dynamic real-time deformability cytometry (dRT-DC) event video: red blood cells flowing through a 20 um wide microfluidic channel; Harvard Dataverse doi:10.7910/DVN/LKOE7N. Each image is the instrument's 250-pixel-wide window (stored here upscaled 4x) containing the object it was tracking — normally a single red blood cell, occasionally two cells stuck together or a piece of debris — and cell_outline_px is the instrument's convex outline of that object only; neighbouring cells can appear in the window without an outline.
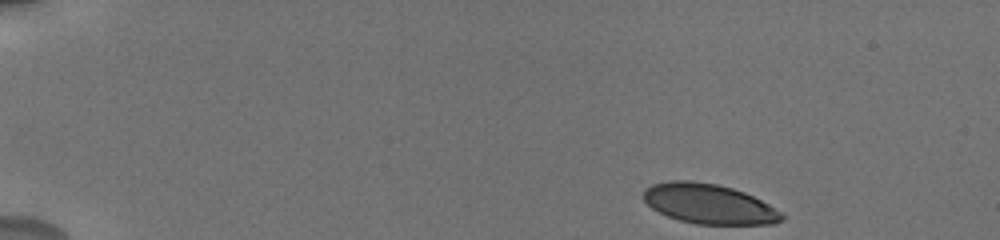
{"species": "human", "species_latin": "Homo sapiens", "temperature_condition": "cold", "stored_images_in_passage": 25, "camera_frame_rate_fps": 3000, "um_per_image_px": 0.085, "donor": {"sex": "male"}, "frame": {"image": 1, "passage_image": 1, "time_ms": 0.0, "image_size_px": [1000, 240], "cell_outline_px": [[788, 216], [784, 220], [772, 224], [696, 224], [680, 220], [668, 216], [652, 208], [644, 200], [644, 192], [652, 184], [668, 180], [692, 180], [716, 184], [732, 188], [744, 192], [784, 212]], "centroid_in_image_um": [60.31, 17.33], "position_along_channel_um": 24.7, "area_um2": 32.19}}
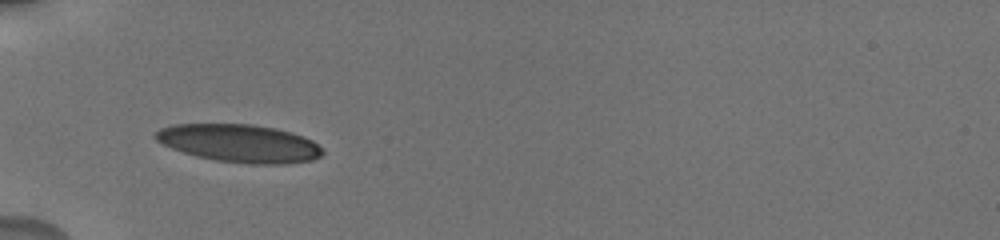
{"frame": {"image": 2, "passage_image": 14, "time_ms": 4.0, "image_size_px": [1000, 240], "cell_outline_px": [[324, 152], [320, 156], [312, 160], [284, 164], [248, 164], [216, 160], [196, 156], [172, 148], [156, 140], [152, 136], [160, 128], [172, 124], [252, 124], [276, 128], [304, 136], [312, 140]], "centroid_in_image_um": [20.34, 12.17], "position_along_channel_um": 64.7, "area_um2": 36.88}}
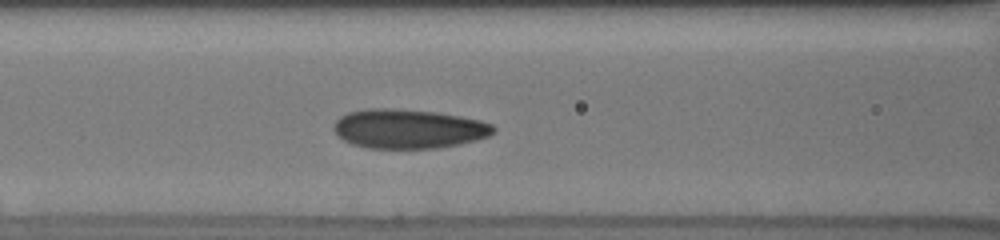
{"frame": {"image": 3, "passage_image": 18, "time_ms": 6.0, "image_size_px": [1000, 240], "cell_outline_px": [[496, 132], [488, 136], [476, 140], [460, 144], [436, 148], [368, 148], [352, 144], [336, 136], [332, 128], [336, 120], [340, 116], [348, 112], [368, 108], [392, 108], [436, 112], [460, 116], [480, 120], [492, 124], [496, 128]], "centroid_in_image_um": [34.71, 10.94], "position_along_channel_um": 131.9, "area_um2": 36.82}}